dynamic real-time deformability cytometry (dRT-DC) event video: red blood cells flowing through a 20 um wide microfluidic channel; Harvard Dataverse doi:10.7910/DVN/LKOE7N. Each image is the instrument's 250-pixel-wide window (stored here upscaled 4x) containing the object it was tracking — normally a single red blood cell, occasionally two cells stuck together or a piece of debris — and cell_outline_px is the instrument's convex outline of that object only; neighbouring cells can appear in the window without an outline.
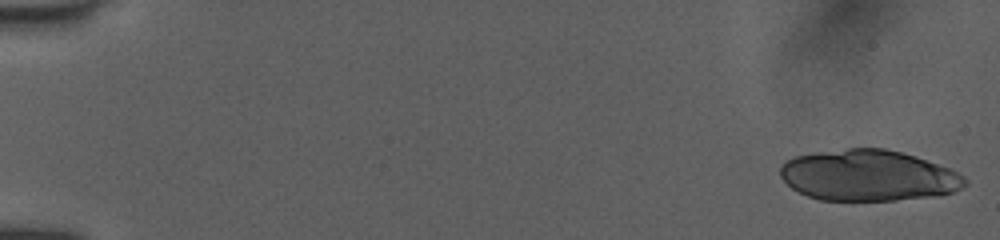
{"species": "human", "species_latin": "Homo sapiens", "temperature_condition": "room temperature", "stored_images_in_passage": 37, "camera_frame_rate_fps": 3000, "um_per_image_px": 0.085, "donor": {"sex": "female"}, "frame": {"image": 1, "passage_image": 1, "time_ms": 0.0, "image_size_px": [1000, 240], "cell_outline_px": [[968, 184], [952, 192], [932, 196], [896, 200], [820, 200], [808, 196], [792, 188], [780, 176], [780, 168], [784, 160], [792, 156], [816, 152], [848, 148], [884, 148], [916, 156], [948, 168], [964, 176], [968, 180]], "centroid_in_image_um": [73.78, 14.91], "position_along_channel_um": 11.2, "area_um2": 54.85}}
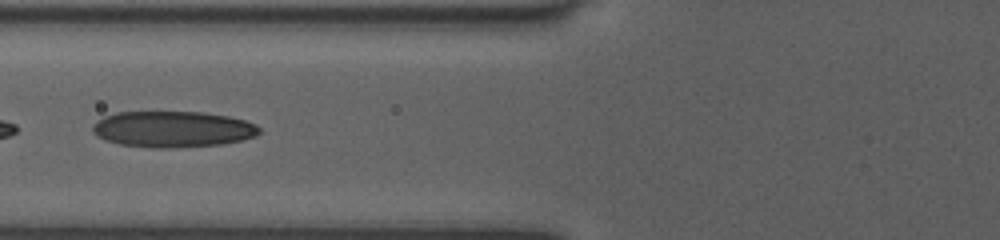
{"frame": {"image": 2, "passage_image": 33, "time_ms": 7.0, "image_size_px": [1000, 240], "cell_outline_px": [[260, 132], [256, 136], [240, 140], [220, 144], [168, 148], [152, 148], [120, 144], [104, 140], [96, 136], [92, 132], [92, 124], [96, 120], [104, 116], [116, 112], [200, 112], [228, 116], [244, 120], [256, 124], [260, 128]], "centroid_in_image_um": [14.63, 10.98], "position_along_channel_um": 111.2, "area_um2": 35.2}}